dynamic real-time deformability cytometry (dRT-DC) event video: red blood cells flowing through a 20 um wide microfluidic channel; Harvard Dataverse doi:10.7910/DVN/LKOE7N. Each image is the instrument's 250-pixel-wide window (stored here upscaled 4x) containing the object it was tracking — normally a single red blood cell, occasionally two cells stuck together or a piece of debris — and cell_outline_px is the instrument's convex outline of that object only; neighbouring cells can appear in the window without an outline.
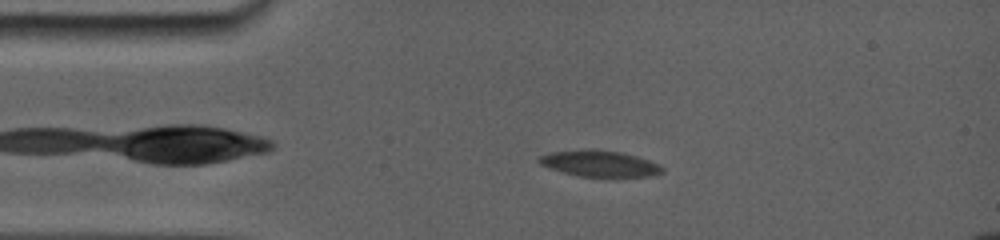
{"species": "common noctule bat (a hibernating species)", "species_latin": "Nyctalus noctula", "temperature_condition": "room temperature", "stored_images_in_passage": 31, "camera_frame_rate_fps": 5000, "um_per_image_px": 0.085, "animal": {"sex": "female", "body_mass_g": 19.0, "forearm_length_mm": 56.7}, "frame": {"image": 1, "passage_image": 5, "time_ms": 2.6, "image_size_px": [1000, 240], "cell_outline_px": [[664, 172], [648, 176], [580, 176], [564, 172], [540, 164], [536, 160], [540, 156], [556, 152], [616, 152], [632, 156], [656, 164], [664, 168]], "centroid_in_image_um": [50.96, 13.96], "position_along_channel_um": 34.0, "area_um2": 17.11}}
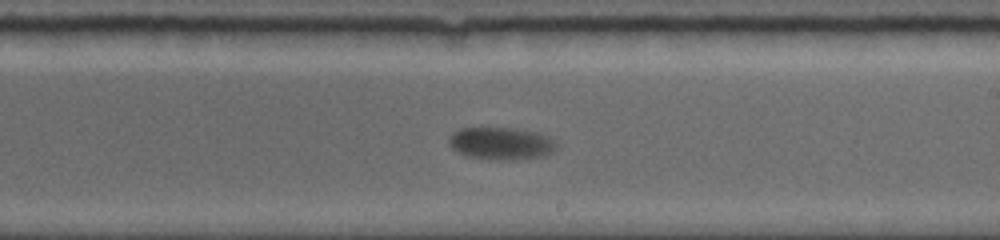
{"frame": {"image": 2, "passage_image": 18, "time_ms": 9.2, "image_size_px": [1000, 240], "cell_outline_px": [[556, 148], [552, 152], [540, 156], [512, 160], [500, 160], [464, 156], [452, 148], [448, 144], [448, 140], [452, 132], [460, 128], [512, 128], [540, 132], [548, 136], [556, 144]], "centroid_in_image_um": [42.55, 12.18], "position_along_channel_um": 246.4, "area_um2": 20.35}}
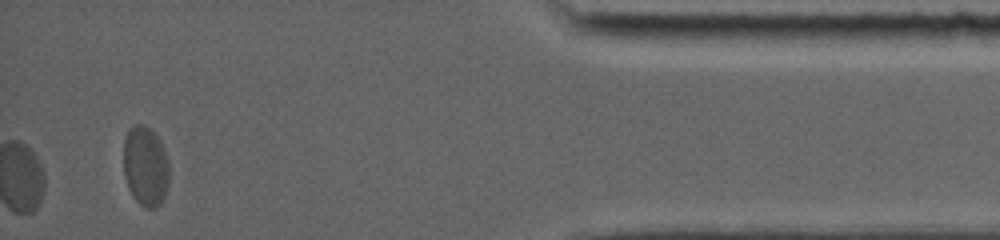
{"frame": {"image": 3, "passage_image": 31, "time_ms": 15.2, "image_size_px": [1000, 240], "cell_outline_px": [[168, 184], [164, 196], [160, 204], [156, 208], [144, 208], [136, 200], [128, 188], [124, 176], [124, 140], [128, 132], [136, 124], [144, 124], [160, 140], [164, 148], [168, 160]], "centroid_in_image_um": [12.37, 14.15], "position_along_channel_um": 422.8, "area_um2": 21.15}, "authors_computed_cell_mechanics": {"area_um2": 19.5942, "velocity_mm_per_s": 3.694, "shape_relaxation_time_tau1_ms": 1.6171, "shape_relaxation_time_tau2_ms": null, "deformation_change_tau1": 0.1088, "deformation_change_tau2": null}}